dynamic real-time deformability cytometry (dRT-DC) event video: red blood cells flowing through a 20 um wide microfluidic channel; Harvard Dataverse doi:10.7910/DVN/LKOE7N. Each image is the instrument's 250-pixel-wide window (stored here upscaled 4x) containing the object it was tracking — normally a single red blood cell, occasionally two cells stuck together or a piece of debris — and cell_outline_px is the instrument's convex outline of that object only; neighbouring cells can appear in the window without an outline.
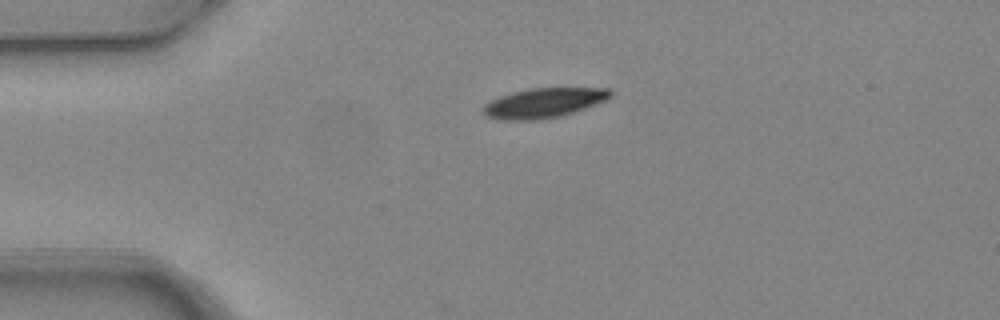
{"species": "common noctule bat (a hibernating species)", "species_latin": "Nyctalus noctula", "temperature_condition": "warm", "stored_images_in_passage": 2, "camera_frame_rate_fps": 3000, "um_per_image_px": 0.085, "animal": {"sex": "female", "body_mass_g": 24.6, "forearm_length_mm": 56.2}, "frame": {"image": 1, "passage_image": 1, "time_ms": 0.0, "image_size_px": [1000, 320], "cell_outline_px": [[612, 96], [604, 100], [584, 108], [560, 116], [540, 120], [500, 120], [484, 116], [480, 108], [484, 104], [500, 96], [512, 92], [532, 88], [608, 88], [612, 92]], "centroid_in_image_um": [46.14, 8.76], "position_along_channel_um": 38.9, "area_um2": 22.02}}
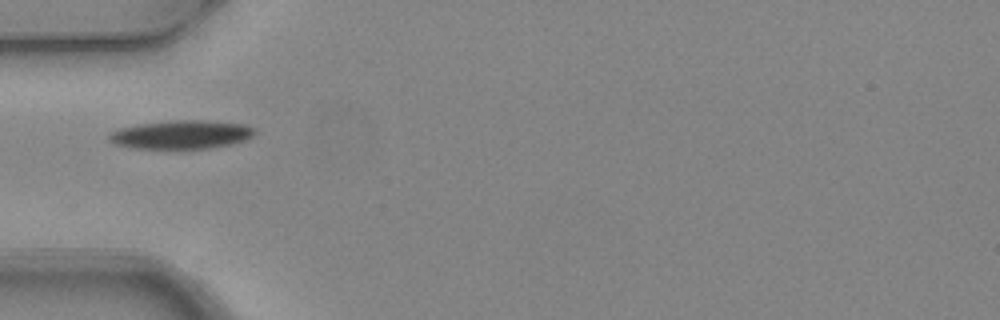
{"frame": {"image": 2, "passage_image": 2, "time_ms": 0.333, "image_size_px": [1000, 320], "cell_outline_px": [[256, 132], [252, 136], [244, 140], [232, 144], [212, 148], [132, 148], [116, 144], [108, 140], [108, 132], [120, 128], [136, 124], [168, 120], [208, 120], [244, 124], [256, 128]], "centroid_in_image_um": [15.4, 11.42], "position_along_channel_um": 69.6, "area_um2": 24.51}}